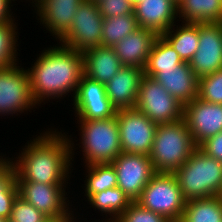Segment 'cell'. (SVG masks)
Masks as SVG:
<instances>
[{"mask_svg":"<svg viewBox=\"0 0 222 222\" xmlns=\"http://www.w3.org/2000/svg\"><path fill=\"white\" fill-rule=\"evenodd\" d=\"M52 130L33 138L18 160L13 161L17 182H40L51 185H64L72 167L74 143L67 135ZM71 164V165H70Z\"/></svg>","mask_w":222,"mask_h":222,"instance_id":"6da1fadb","label":"cell"},{"mask_svg":"<svg viewBox=\"0 0 222 222\" xmlns=\"http://www.w3.org/2000/svg\"><path fill=\"white\" fill-rule=\"evenodd\" d=\"M43 51L27 70L34 100L39 105L47 98H61L72 91L74 98L84 75L82 53L62 45Z\"/></svg>","mask_w":222,"mask_h":222,"instance_id":"7a4b0ae2","label":"cell"},{"mask_svg":"<svg viewBox=\"0 0 222 222\" xmlns=\"http://www.w3.org/2000/svg\"><path fill=\"white\" fill-rule=\"evenodd\" d=\"M174 174L186 202L218 196L222 190V162L199 147Z\"/></svg>","mask_w":222,"mask_h":222,"instance_id":"3957f363","label":"cell"},{"mask_svg":"<svg viewBox=\"0 0 222 222\" xmlns=\"http://www.w3.org/2000/svg\"><path fill=\"white\" fill-rule=\"evenodd\" d=\"M184 119L157 125L150 160L156 172L174 173L196 150Z\"/></svg>","mask_w":222,"mask_h":222,"instance_id":"277c9868","label":"cell"},{"mask_svg":"<svg viewBox=\"0 0 222 222\" xmlns=\"http://www.w3.org/2000/svg\"><path fill=\"white\" fill-rule=\"evenodd\" d=\"M82 153L87 165L111 163L121 152L116 115L107 119L78 120Z\"/></svg>","mask_w":222,"mask_h":222,"instance_id":"5b68a950","label":"cell"},{"mask_svg":"<svg viewBox=\"0 0 222 222\" xmlns=\"http://www.w3.org/2000/svg\"><path fill=\"white\" fill-rule=\"evenodd\" d=\"M136 202L170 222L181 220L186 204L175 174L167 172H156Z\"/></svg>","mask_w":222,"mask_h":222,"instance_id":"8992f818","label":"cell"},{"mask_svg":"<svg viewBox=\"0 0 222 222\" xmlns=\"http://www.w3.org/2000/svg\"><path fill=\"white\" fill-rule=\"evenodd\" d=\"M135 109L157 125L176 122L183 118V105L160 83L147 76L141 79Z\"/></svg>","mask_w":222,"mask_h":222,"instance_id":"52a82bcc","label":"cell"},{"mask_svg":"<svg viewBox=\"0 0 222 222\" xmlns=\"http://www.w3.org/2000/svg\"><path fill=\"white\" fill-rule=\"evenodd\" d=\"M103 17L95 0H84L77 8L68 33L60 40L62 46L83 53L101 46Z\"/></svg>","mask_w":222,"mask_h":222,"instance_id":"ba28073f","label":"cell"},{"mask_svg":"<svg viewBox=\"0 0 222 222\" xmlns=\"http://www.w3.org/2000/svg\"><path fill=\"white\" fill-rule=\"evenodd\" d=\"M17 64L0 67V115L22 114L37 104L31 93L29 73Z\"/></svg>","mask_w":222,"mask_h":222,"instance_id":"9c48e42d","label":"cell"},{"mask_svg":"<svg viewBox=\"0 0 222 222\" xmlns=\"http://www.w3.org/2000/svg\"><path fill=\"white\" fill-rule=\"evenodd\" d=\"M122 152L150 155L157 124L137 109L117 110Z\"/></svg>","mask_w":222,"mask_h":222,"instance_id":"30bf717a","label":"cell"},{"mask_svg":"<svg viewBox=\"0 0 222 222\" xmlns=\"http://www.w3.org/2000/svg\"><path fill=\"white\" fill-rule=\"evenodd\" d=\"M119 187L132 201H137L156 173L149 155L121 152L112 162Z\"/></svg>","mask_w":222,"mask_h":222,"instance_id":"8fae6325","label":"cell"},{"mask_svg":"<svg viewBox=\"0 0 222 222\" xmlns=\"http://www.w3.org/2000/svg\"><path fill=\"white\" fill-rule=\"evenodd\" d=\"M19 196L49 219L74 222V215L67 207L65 185H51L40 182H17ZM64 187V188H63Z\"/></svg>","mask_w":222,"mask_h":222,"instance_id":"7c38bea8","label":"cell"},{"mask_svg":"<svg viewBox=\"0 0 222 222\" xmlns=\"http://www.w3.org/2000/svg\"><path fill=\"white\" fill-rule=\"evenodd\" d=\"M189 64L198 79L222 69V22L199 23V45Z\"/></svg>","mask_w":222,"mask_h":222,"instance_id":"4fadbf2b","label":"cell"},{"mask_svg":"<svg viewBox=\"0 0 222 222\" xmlns=\"http://www.w3.org/2000/svg\"><path fill=\"white\" fill-rule=\"evenodd\" d=\"M183 119L194 143L199 147L207 139L222 132V104L197 97L183 106Z\"/></svg>","mask_w":222,"mask_h":222,"instance_id":"5bb4252c","label":"cell"},{"mask_svg":"<svg viewBox=\"0 0 222 222\" xmlns=\"http://www.w3.org/2000/svg\"><path fill=\"white\" fill-rule=\"evenodd\" d=\"M73 102L79 120L107 119L117 112L106 95L105 85L85 75L81 77Z\"/></svg>","mask_w":222,"mask_h":222,"instance_id":"9a60e30c","label":"cell"},{"mask_svg":"<svg viewBox=\"0 0 222 222\" xmlns=\"http://www.w3.org/2000/svg\"><path fill=\"white\" fill-rule=\"evenodd\" d=\"M84 0H34L37 16L59 41L68 33L78 6Z\"/></svg>","mask_w":222,"mask_h":222,"instance_id":"2e32d148","label":"cell"},{"mask_svg":"<svg viewBox=\"0 0 222 222\" xmlns=\"http://www.w3.org/2000/svg\"><path fill=\"white\" fill-rule=\"evenodd\" d=\"M143 69L123 66L105 85L106 95L116 110L134 109Z\"/></svg>","mask_w":222,"mask_h":222,"instance_id":"e0dca14e","label":"cell"},{"mask_svg":"<svg viewBox=\"0 0 222 222\" xmlns=\"http://www.w3.org/2000/svg\"><path fill=\"white\" fill-rule=\"evenodd\" d=\"M138 26L162 35L178 18V6L172 0H145L134 7Z\"/></svg>","mask_w":222,"mask_h":222,"instance_id":"ac0fdd59","label":"cell"},{"mask_svg":"<svg viewBox=\"0 0 222 222\" xmlns=\"http://www.w3.org/2000/svg\"><path fill=\"white\" fill-rule=\"evenodd\" d=\"M153 79L183 106L198 96V78L187 62L180 64L178 68L162 69Z\"/></svg>","mask_w":222,"mask_h":222,"instance_id":"d6986e66","label":"cell"},{"mask_svg":"<svg viewBox=\"0 0 222 222\" xmlns=\"http://www.w3.org/2000/svg\"><path fill=\"white\" fill-rule=\"evenodd\" d=\"M157 36L154 31L139 27L112 48L122 66L144 69Z\"/></svg>","mask_w":222,"mask_h":222,"instance_id":"ffe728a7","label":"cell"},{"mask_svg":"<svg viewBox=\"0 0 222 222\" xmlns=\"http://www.w3.org/2000/svg\"><path fill=\"white\" fill-rule=\"evenodd\" d=\"M82 56L84 75L104 85L123 67L112 47L98 46Z\"/></svg>","mask_w":222,"mask_h":222,"instance_id":"44dd1931","label":"cell"},{"mask_svg":"<svg viewBox=\"0 0 222 222\" xmlns=\"http://www.w3.org/2000/svg\"><path fill=\"white\" fill-rule=\"evenodd\" d=\"M182 22L218 23L222 22V0H182L178 5Z\"/></svg>","mask_w":222,"mask_h":222,"instance_id":"7402d4cb","label":"cell"},{"mask_svg":"<svg viewBox=\"0 0 222 222\" xmlns=\"http://www.w3.org/2000/svg\"><path fill=\"white\" fill-rule=\"evenodd\" d=\"M183 23L179 28L177 26L176 30L172 26L162 36L170 43L182 61L189 63L198 49L199 23Z\"/></svg>","mask_w":222,"mask_h":222,"instance_id":"603a6c76","label":"cell"},{"mask_svg":"<svg viewBox=\"0 0 222 222\" xmlns=\"http://www.w3.org/2000/svg\"><path fill=\"white\" fill-rule=\"evenodd\" d=\"M182 63L184 62L170 43L162 35H158L143 69L144 76L153 78L162 69L178 68Z\"/></svg>","mask_w":222,"mask_h":222,"instance_id":"cb8c5ba5","label":"cell"},{"mask_svg":"<svg viewBox=\"0 0 222 222\" xmlns=\"http://www.w3.org/2000/svg\"><path fill=\"white\" fill-rule=\"evenodd\" d=\"M179 222H222V199L214 196L187 201Z\"/></svg>","mask_w":222,"mask_h":222,"instance_id":"d4e9b609","label":"cell"},{"mask_svg":"<svg viewBox=\"0 0 222 222\" xmlns=\"http://www.w3.org/2000/svg\"><path fill=\"white\" fill-rule=\"evenodd\" d=\"M88 201L90 205L94 206L93 208H97V210L108 214L110 217L113 215V218L106 219L105 222H115L132 203L119 187L93 194Z\"/></svg>","mask_w":222,"mask_h":222,"instance_id":"484cf974","label":"cell"},{"mask_svg":"<svg viewBox=\"0 0 222 222\" xmlns=\"http://www.w3.org/2000/svg\"><path fill=\"white\" fill-rule=\"evenodd\" d=\"M138 28L135 13L103 18L101 46L113 47Z\"/></svg>","mask_w":222,"mask_h":222,"instance_id":"4316f807","label":"cell"},{"mask_svg":"<svg viewBox=\"0 0 222 222\" xmlns=\"http://www.w3.org/2000/svg\"><path fill=\"white\" fill-rule=\"evenodd\" d=\"M86 179L85 196L89 199L93 194L117 187L116 171L111 163H95L85 165Z\"/></svg>","mask_w":222,"mask_h":222,"instance_id":"83f0119b","label":"cell"},{"mask_svg":"<svg viewBox=\"0 0 222 222\" xmlns=\"http://www.w3.org/2000/svg\"><path fill=\"white\" fill-rule=\"evenodd\" d=\"M15 21L0 24V67L17 62V34Z\"/></svg>","mask_w":222,"mask_h":222,"instance_id":"f1b7e54d","label":"cell"},{"mask_svg":"<svg viewBox=\"0 0 222 222\" xmlns=\"http://www.w3.org/2000/svg\"><path fill=\"white\" fill-rule=\"evenodd\" d=\"M198 98L222 104V69L198 79Z\"/></svg>","mask_w":222,"mask_h":222,"instance_id":"f546056e","label":"cell"},{"mask_svg":"<svg viewBox=\"0 0 222 222\" xmlns=\"http://www.w3.org/2000/svg\"><path fill=\"white\" fill-rule=\"evenodd\" d=\"M1 157V156H0ZM0 158V197H17L19 195L16 181V168L13 160Z\"/></svg>","mask_w":222,"mask_h":222,"instance_id":"4dcf8cb0","label":"cell"},{"mask_svg":"<svg viewBox=\"0 0 222 222\" xmlns=\"http://www.w3.org/2000/svg\"><path fill=\"white\" fill-rule=\"evenodd\" d=\"M49 218L19 195L14 200L9 222H46Z\"/></svg>","mask_w":222,"mask_h":222,"instance_id":"1f68e13d","label":"cell"},{"mask_svg":"<svg viewBox=\"0 0 222 222\" xmlns=\"http://www.w3.org/2000/svg\"><path fill=\"white\" fill-rule=\"evenodd\" d=\"M115 222H170L164 216L143 208L132 202Z\"/></svg>","mask_w":222,"mask_h":222,"instance_id":"d6a6232c","label":"cell"},{"mask_svg":"<svg viewBox=\"0 0 222 222\" xmlns=\"http://www.w3.org/2000/svg\"><path fill=\"white\" fill-rule=\"evenodd\" d=\"M103 18L134 13V6L129 0H96Z\"/></svg>","mask_w":222,"mask_h":222,"instance_id":"836d02e7","label":"cell"},{"mask_svg":"<svg viewBox=\"0 0 222 222\" xmlns=\"http://www.w3.org/2000/svg\"><path fill=\"white\" fill-rule=\"evenodd\" d=\"M199 148L207 155L222 162V132L204 141Z\"/></svg>","mask_w":222,"mask_h":222,"instance_id":"e575fe53","label":"cell"},{"mask_svg":"<svg viewBox=\"0 0 222 222\" xmlns=\"http://www.w3.org/2000/svg\"><path fill=\"white\" fill-rule=\"evenodd\" d=\"M17 197H0V218L9 219Z\"/></svg>","mask_w":222,"mask_h":222,"instance_id":"d590c367","label":"cell"},{"mask_svg":"<svg viewBox=\"0 0 222 222\" xmlns=\"http://www.w3.org/2000/svg\"><path fill=\"white\" fill-rule=\"evenodd\" d=\"M10 3H12L11 0H0V24L15 20L10 14Z\"/></svg>","mask_w":222,"mask_h":222,"instance_id":"8d00e7d4","label":"cell"},{"mask_svg":"<svg viewBox=\"0 0 222 222\" xmlns=\"http://www.w3.org/2000/svg\"><path fill=\"white\" fill-rule=\"evenodd\" d=\"M133 6L135 7L136 5H138L139 3H141L142 1H145V0H129Z\"/></svg>","mask_w":222,"mask_h":222,"instance_id":"74e56055","label":"cell"},{"mask_svg":"<svg viewBox=\"0 0 222 222\" xmlns=\"http://www.w3.org/2000/svg\"><path fill=\"white\" fill-rule=\"evenodd\" d=\"M46 222H62L58 219H48Z\"/></svg>","mask_w":222,"mask_h":222,"instance_id":"f35d334b","label":"cell"},{"mask_svg":"<svg viewBox=\"0 0 222 222\" xmlns=\"http://www.w3.org/2000/svg\"><path fill=\"white\" fill-rule=\"evenodd\" d=\"M172 1L178 6L182 0H172Z\"/></svg>","mask_w":222,"mask_h":222,"instance_id":"ab89813d","label":"cell"},{"mask_svg":"<svg viewBox=\"0 0 222 222\" xmlns=\"http://www.w3.org/2000/svg\"><path fill=\"white\" fill-rule=\"evenodd\" d=\"M0 222H9V219L0 218Z\"/></svg>","mask_w":222,"mask_h":222,"instance_id":"60d3db41","label":"cell"},{"mask_svg":"<svg viewBox=\"0 0 222 222\" xmlns=\"http://www.w3.org/2000/svg\"><path fill=\"white\" fill-rule=\"evenodd\" d=\"M218 196L222 199V190H221V192H220V194Z\"/></svg>","mask_w":222,"mask_h":222,"instance_id":"b9f144b4","label":"cell"}]
</instances>
